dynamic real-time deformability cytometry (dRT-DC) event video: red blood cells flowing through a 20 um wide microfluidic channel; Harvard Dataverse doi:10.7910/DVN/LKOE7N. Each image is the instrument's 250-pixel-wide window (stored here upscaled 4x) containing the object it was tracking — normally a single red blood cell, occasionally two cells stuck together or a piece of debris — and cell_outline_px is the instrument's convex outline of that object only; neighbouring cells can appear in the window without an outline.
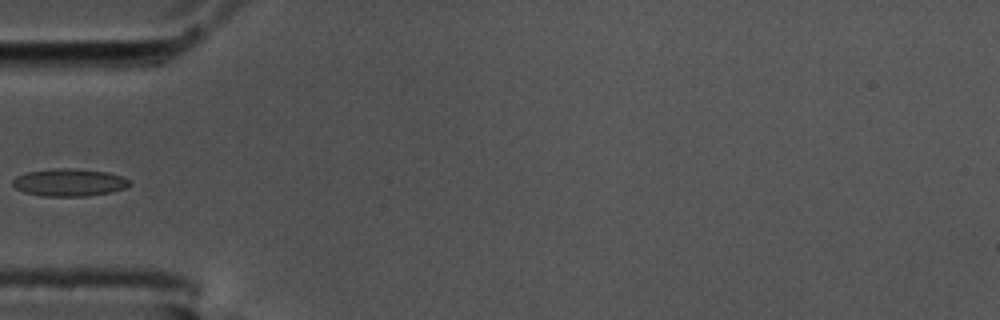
{"species": "common noctule bat (a hibernating species)", "species_latin": "Nyctalus noctula", "temperature_condition": "cold", "stored_images_in_passage": 38, "segment_of_instrument_passage": [1, 2], "camera_frame_rate_fps": 3000, "um_per_image_px": 0.085, "animal": {"sex": "male", "body_mass_g": 17.5, "forearm_length_mm": 52.3}, "frame": {"image": 1, "passage_image": 1, "time_ms": 0.0, "image_size_px": [1000, 320], "cell_outline_px": [[132, 184], [128, 188], [112, 192], [84, 196], [44, 196], [24, 192], [16, 188], [12, 184], [12, 180], [16, 176], [28, 172], [52, 168], [72, 168], [108, 172], [124, 176]], "centroid_in_image_um": [5.93, 15.5], "position_along_channel_um": 79.1, "area_um2": 18.9}}
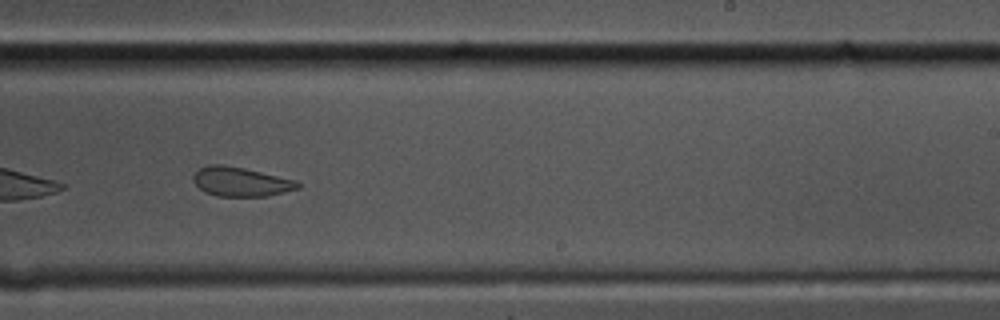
{"frame": {"image": 2, "passage_image": 17, "time_ms": 5.333, "image_size_px": [1000, 320], "cell_outline_px": [[300, 188], [268, 196], [216, 196], [204, 192], [192, 180], [192, 176], [200, 168], [208, 164], [220, 164], [244, 168], [296, 180], [300, 184]], "centroid_in_image_um": [20.45, 15.45], "position_along_channel_um": 268.5, "area_um2": 17.8}}